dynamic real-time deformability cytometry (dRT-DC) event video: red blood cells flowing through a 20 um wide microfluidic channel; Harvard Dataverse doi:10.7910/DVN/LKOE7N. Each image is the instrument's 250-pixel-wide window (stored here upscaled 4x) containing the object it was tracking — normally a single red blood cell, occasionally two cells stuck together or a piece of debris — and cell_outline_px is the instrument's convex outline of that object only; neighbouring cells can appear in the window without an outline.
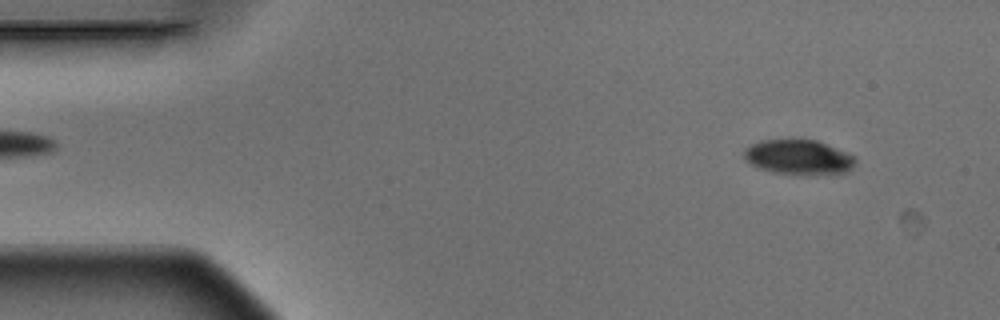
{"species": "Egyptian fruit bat (a non-hibernating species)", "species_latin": "Rousettus aegyptiacus", "temperature_condition": "warm", "stored_images_in_passage": 3, "camera_frame_rate_fps": 3000, "um_per_image_px": 0.085, "animal": {"sex": "male"}, "frame": {"image": 1, "passage_image": 1, "time_ms": 0.0, "image_size_px": [1000, 320], "cell_outline_px": [[856, 160], [852, 168], [844, 172], [772, 172], [760, 168], [752, 164], [744, 156], [744, 148], [760, 140], [816, 140], [856, 156]], "centroid_in_image_um": [67.86, 13.31], "position_along_channel_um": 17.1, "area_um2": 21.56}}
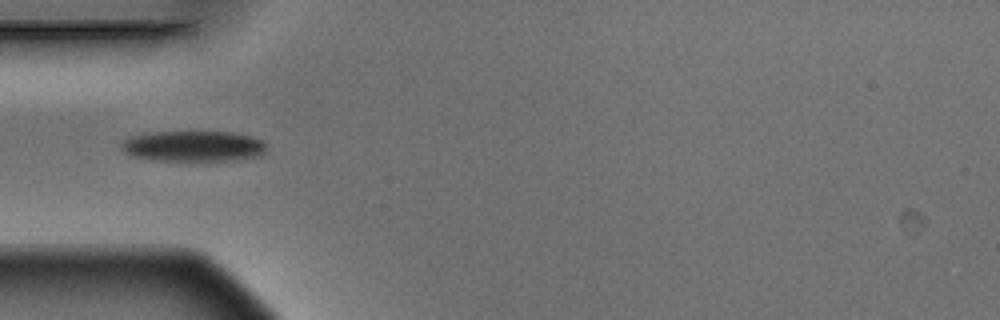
{"frame": {"image": 2, "passage_image": 3, "time_ms": 0.667, "image_size_px": [1000, 320], "cell_outline_px": [[264, 152], [260, 156], [232, 160], [152, 160], [132, 156], [124, 152], [120, 148], [120, 144], [128, 136], [152, 132], [232, 132], [252, 136], [264, 140]], "centroid_in_image_um": [16.4, 12.41], "position_along_channel_um": 68.6, "area_um2": 26.01}}